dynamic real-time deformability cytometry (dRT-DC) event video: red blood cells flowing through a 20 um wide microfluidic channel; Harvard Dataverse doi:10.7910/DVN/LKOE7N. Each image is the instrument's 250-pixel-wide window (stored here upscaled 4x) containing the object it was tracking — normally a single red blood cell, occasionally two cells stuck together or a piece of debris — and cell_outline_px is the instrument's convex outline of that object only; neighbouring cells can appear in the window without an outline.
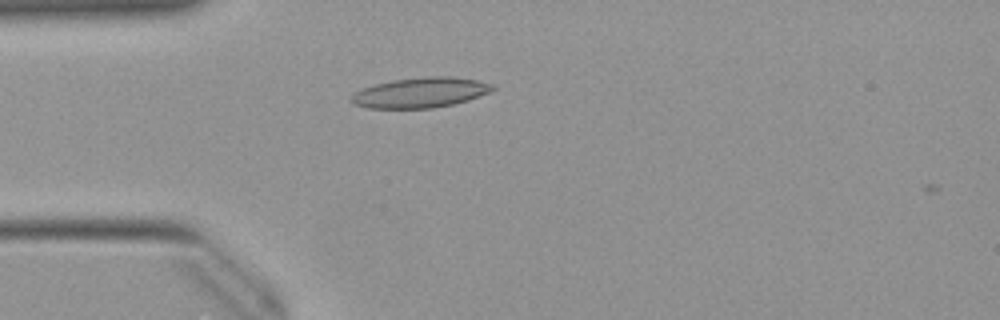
{"species": "Egyptian fruit bat (a non-hibernating species)", "species_latin": "Rousettus aegyptiacus", "temperature_condition": "warm", "stored_images_in_passage": 2, "camera_frame_rate_fps": 3000, "um_per_image_px": 0.085, "animal": {"sex": "female"}, "frame": {"image": 1, "passage_image": 1, "time_ms": 0.0, "image_size_px": [1000, 320], "cell_outline_px": [[496, 88], [488, 92], [468, 100], [452, 104], [432, 108], [368, 108], [356, 104], [352, 100], [352, 96], [360, 88], [392, 80], [424, 76], [452, 76], [476, 80], [492, 84]], "centroid_in_image_um": [35.74, 7.86], "position_along_channel_um": 49.3, "area_um2": 24.62}}